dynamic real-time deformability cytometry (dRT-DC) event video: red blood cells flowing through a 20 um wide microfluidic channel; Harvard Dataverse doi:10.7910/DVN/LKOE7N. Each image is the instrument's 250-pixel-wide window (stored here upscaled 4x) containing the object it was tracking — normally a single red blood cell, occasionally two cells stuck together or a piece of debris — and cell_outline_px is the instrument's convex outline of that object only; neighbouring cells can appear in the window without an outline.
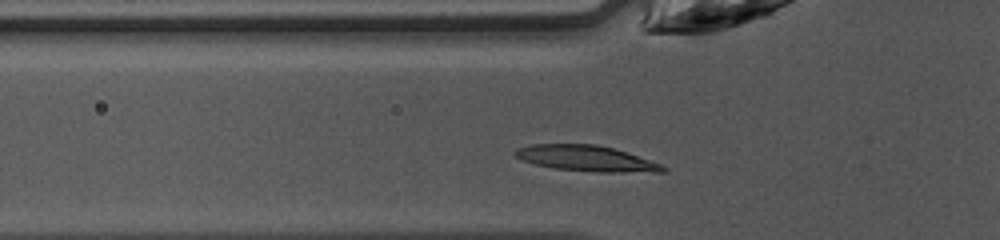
{"species": "common noctule bat (a hibernating species)", "species_latin": "Nyctalus noctula", "temperature_condition": "warm", "stored_images_in_passage": 27, "camera_frame_rate_fps": 3000, "um_per_image_px": 0.085, "animal": {"sex": "female", "body_mass_g": 10.0, "forearm_length_mm": 53.1}, "frame": {"image": 1, "passage_image": 2, "time_ms": 0.333, "image_size_px": [1000, 240], "cell_outline_px": [[668, 172], [596, 172], [552, 168], [520, 160], [512, 156], [512, 152], [516, 148], [532, 144], [596, 144], [628, 152], [660, 164], [668, 168]], "centroid_in_image_um": [49.8, 13.46], "position_along_channel_um": 76.0, "area_um2": 22.43}}
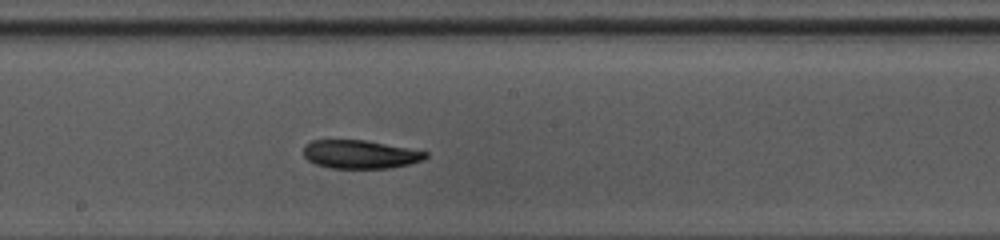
{"frame": {"image": 2, "passage_image": 12, "time_ms": 3.667, "image_size_px": [1000, 240], "cell_outline_px": [[428, 156], [424, 160], [408, 164], [388, 168], [328, 168], [316, 164], [308, 160], [304, 156], [304, 148], [312, 140], [364, 140], [408, 148], [428, 152]], "centroid_in_image_um": [30.62, 13.12], "position_along_channel_um": 217.6, "area_um2": 20.06}}
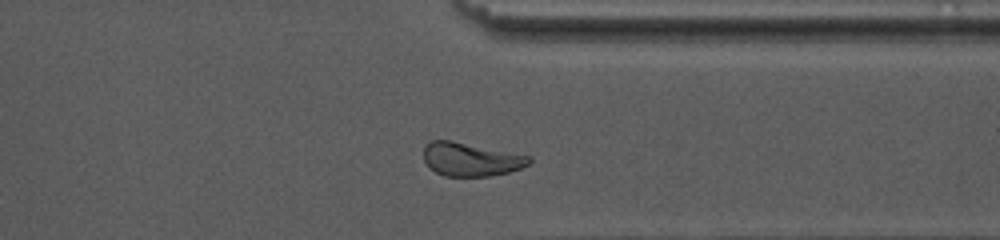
{"frame": {"image": 3, "passage_image": 23, "time_ms": 7.333, "image_size_px": [1000, 240], "cell_outline_px": [[532, 164], [508, 172], [488, 176], [444, 176], [428, 168], [424, 160], [424, 148], [432, 140], [452, 140], [532, 156]], "centroid_in_image_um": [40.04, 13.54], "position_along_channel_um": 371.4, "area_um2": 20.75}, "authors_computed_cell_mechanics": {"area_um2": 20.9236, "velocity_mm_per_s": 4.2147, "shape_relaxation_time_tau1_ms": 7.2722, "shape_relaxation_time_tau2_ms": 4.2074, "deformation_change_tau1": 0.2054, "deformation_change_tau2": 0.1177}}